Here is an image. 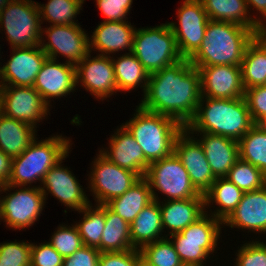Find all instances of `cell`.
I'll return each mask as SVG.
<instances>
[{"mask_svg":"<svg viewBox=\"0 0 266 266\" xmlns=\"http://www.w3.org/2000/svg\"><path fill=\"white\" fill-rule=\"evenodd\" d=\"M256 35L249 27L209 20L202 44L189 61L194 67L241 66L246 47Z\"/></svg>","mask_w":266,"mask_h":266,"instance_id":"7a4b0ae2","label":"cell"},{"mask_svg":"<svg viewBox=\"0 0 266 266\" xmlns=\"http://www.w3.org/2000/svg\"><path fill=\"white\" fill-rule=\"evenodd\" d=\"M139 251L142 262L147 266H179L182 264L178 253L168 238L147 244Z\"/></svg>","mask_w":266,"mask_h":266,"instance_id":"74e56055","label":"cell"},{"mask_svg":"<svg viewBox=\"0 0 266 266\" xmlns=\"http://www.w3.org/2000/svg\"><path fill=\"white\" fill-rule=\"evenodd\" d=\"M144 178L149 183L153 200L158 202L160 201L159 192L165 195L162 201L189 199L200 195L174 152L166 158L151 162Z\"/></svg>","mask_w":266,"mask_h":266,"instance_id":"9c48e42d","label":"cell"},{"mask_svg":"<svg viewBox=\"0 0 266 266\" xmlns=\"http://www.w3.org/2000/svg\"><path fill=\"white\" fill-rule=\"evenodd\" d=\"M78 213L83 215L75 222L84 246L97 248L101 252V236L105 227V205H92V202Z\"/></svg>","mask_w":266,"mask_h":266,"instance_id":"836d02e7","label":"cell"},{"mask_svg":"<svg viewBox=\"0 0 266 266\" xmlns=\"http://www.w3.org/2000/svg\"><path fill=\"white\" fill-rule=\"evenodd\" d=\"M179 266H198V265H195V264H187V263H182L181 265Z\"/></svg>","mask_w":266,"mask_h":266,"instance_id":"816d5d0a","label":"cell"},{"mask_svg":"<svg viewBox=\"0 0 266 266\" xmlns=\"http://www.w3.org/2000/svg\"><path fill=\"white\" fill-rule=\"evenodd\" d=\"M243 194L241 189L225 177L216 178L210 189L204 194L205 213L224 222L235 210ZM214 204L217 205L216 209H214L215 206H211ZM208 207H213L214 211L209 210Z\"/></svg>","mask_w":266,"mask_h":266,"instance_id":"f1b7e54d","label":"cell"},{"mask_svg":"<svg viewBox=\"0 0 266 266\" xmlns=\"http://www.w3.org/2000/svg\"><path fill=\"white\" fill-rule=\"evenodd\" d=\"M130 238L133 249L167 238L163 235L162 218L159 202L153 200L130 224Z\"/></svg>","mask_w":266,"mask_h":266,"instance_id":"484cf974","label":"cell"},{"mask_svg":"<svg viewBox=\"0 0 266 266\" xmlns=\"http://www.w3.org/2000/svg\"><path fill=\"white\" fill-rule=\"evenodd\" d=\"M139 106L149 112L167 115L184 128L194 118L201 101L199 70L189 59L164 67L149 75Z\"/></svg>","mask_w":266,"mask_h":266,"instance_id":"6da1fadb","label":"cell"},{"mask_svg":"<svg viewBox=\"0 0 266 266\" xmlns=\"http://www.w3.org/2000/svg\"><path fill=\"white\" fill-rule=\"evenodd\" d=\"M131 52L149 74L183 59L168 22L136 29Z\"/></svg>","mask_w":266,"mask_h":266,"instance_id":"52a82bcc","label":"cell"},{"mask_svg":"<svg viewBox=\"0 0 266 266\" xmlns=\"http://www.w3.org/2000/svg\"><path fill=\"white\" fill-rule=\"evenodd\" d=\"M249 14L251 10L255 9L259 15L257 17V24L265 31L266 30V0H246ZM262 16V17H261ZM264 19V20H263Z\"/></svg>","mask_w":266,"mask_h":266,"instance_id":"7dc6e473","label":"cell"},{"mask_svg":"<svg viewBox=\"0 0 266 266\" xmlns=\"http://www.w3.org/2000/svg\"><path fill=\"white\" fill-rule=\"evenodd\" d=\"M139 266H147L144 262H141Z\"/></svg>","mask_w":266,"mask_h":266,"instance_id":"db71d44e","label":"cell"},{"mask_svg":"<svg viewBox=\"0 0 266 266\" xmlns=\"http://www.w3.org/2000/svg\"><path fill=\"white\" fill-rule=\"evenodd\" d=\"M197 134V139L202 145L205 156L216 178H223L228 175L229 170L234 166L239 155V142L224 137L205 132H190ZM200 134V135H199Z\"/></svg>","mask_w":266,"mask_h":266,"instance_id":"cb8c5ba5","label":"cell"},{"mask_svg":"<svg viewBox=\"0 0 266 266\" xmlns=\"http://www.w3.org/2000/svg\"><path fill=\"white\" fill-rule=\"evenodd\" d=\"M201 2L208 18L212 21L249 27L256 33L264 31L257 24V15L249 14L246 0H201Z\"/></svg>","mask_w":266,"mask_h":266,"instance_id":"4316f807","label":"cell"},{"mask_svg":"<svg viewBox=\"0 0 266 266\" xmlns=\"http://www.w3.org/2000/svg\"><path fill=\"white\" fill-rule=\"evenodd\" d=\"M174 153L187 170L192 185L200 194H205L215 181L202 145L184 128L174 141Z\"/></svg>","mask_w":266,"mask_h":266,"instance_id":"e0dca14e","label":"cell"},{"mask_svg":"<svg viewBox=\"0 0 266 266\" xmlns=\"http://www.w3.org/2000/svg\"><path fill=\"white\" fill-rule=\"evenodd\" d=\"M12 159L0 150V186L8 184L11 175Z\"/></svg>","mask_w":266,"mask_h":266,"instance_id":"c3c4849f","label":"cell"},{"mask_svg":"<svg viewBox=\"0 0 266 266\" xmlns=\"http://www.w3.org/2000/svg\"><path fill=\"white\" fill-rule=\"evenodd\" d=\"M53 136V137H52ZM36 139L19 156L12 159L9 185L33 187L39 181V187L47 172L71 149L70 137L58 134L45 139ZM38 140V141H37ZM29 184V185H28Z\"/></svg>","mask_w":266,"mask_h":266,"instance_id":"5b68a950","label":"cell"},{"mask_svg":"<svg viewBox=\"0 0 266 266\" xmlns=\"http://www.w3.org/2000/svg\"><path fill=\"white\" fill-rule=\"evenodd\" d=\"M63 257L45 241V243L31 244V266H62Z\"/></svg>","mask_w":266,"mask_h":266,"instance_id":"ee69618b","label":"cell"},{"mask_svg":"<svg viewBox=\"0 0 266 266\" xmlns=\"http://www.w3.org/2000/svg\"><path fill=\"white\" fill-rule=\"evenodd\" d=\"M253 125L244 97L236 99L202 97L194 118L185 128L189 132H205L239 141Z\"/></svg>","mask_w":266,"mask_h":266,"instance_id":"3957f363","label":"cell"},{"mask_svg":"<svg viewBox=\"0 0 266 266\" xmlns=\"http://www.w3.org/2000/svg\"><path fill=\"white\" fill-rule=\"evenodd\" d=\"M258 241L264 246V248L266 249V241H265V243L262 241H260L259 239H258Z\"/></svg>","mask_w":266,"mask_h":266,"instance_id":"f5cc1de1","label":"cell"},{"mask_svg":"<svg viewBox=\"0 0 266 266\" xmlns=\"http://www.w3.org/2000/svg\"><path fill=\"white\" fill-rule=\"evenodd\" d=\"M122 124L133 135L149 163L170 156L176 136L184 129L174 118L149 112L139 105L133 117Z\"/></svg>","mask_w":266,"mask_h":266,"instance_id":"277c9868","label":"cell"},{"mask_svg":"<svg viewBox=\"0 0 266 266\" xmlns=\"http://www.w3.org/2000/svg\"><path fill=\"white\" fill-rule=\"evenodd\" d=\"M50 106L33 87L0 86V112L37 129L50 115Z\"/></svg>","mask_w":266,"mask_h":266,"instance_id":"5bb4252c","label":"cell"},{"mask_svg":"<svg viewBox=\"0 0 266 266\" xmlns=\"http://www.w3.org/2000/svg\"><path fill=\"white\" fill-rule=\"evenodd\" d=\"M3 192L6 195L0 196V220L12 230L32 227L38 221L46 204L40 187L38 185L24 187L4 184L0 186V193L4 194Z\"/></svg>","mask_w":266,"mask_h":266,"instance_id":"ba28073f","label":"cell"},{"mask_svg":"<svg viewBox=\"0 0 266 266\" xmlns=\"http://www.w3.org/2000/svg\"><path fill=\"white\" fill-rule=\"evenodd\" d=\"M225 226L266 234V185L256 191L244 192L235 210L223 222Z\"/></svg>","mask_w":266,"mask_h":266,"instance_id":"603a6c76","label":"cell"},{"mask_svg":"<svg viewBox=\"0 0 266 266\" xmlns=\"http://www.w3.org/2000/svg\"><path fill=\"white\" fill-rule=\"evenodd\" d=\"M152 201L153 197L149 183L143 177L123 195L113 198L105 205L128 224H131L137 215Z\"/></svg>","mask_w":266,"mask_h":266,"instance_id":"4dcf8cb0","label":"cell"},{"mask_svg":"<svg viewBox=\"0 0 266 266\" xmlns=\"http://www.w3.org/2000/svg\"><path fill=\"white\" fill-rule=\"evenodd\" d=\"M130 224L105 205V227L101 236V252H121L133 249Z\"/></svg>","mask_w":266,"mask_h":266,"instance_id":"d6a6232c","label":"cell"},{"mask_svg":"<svg viewBox=\"0 0 266 266\" xmlns=\"http://www.w3.org/2000/svg\"><path fill=\"white\" fill-rule=\"evenodd\" d=\"M234 266H266V249L256 240L238 247Z\"/></svg>","mask_w":266,"mask_h":266,"instance_id":"60d3db41","label":"cell"},{"mask_svg":"<svg viewBox=\"0 0 266 266\" xmlns=\"http://www.w3.org/2000/svg\"><path fill=\"white\" fill-rule=\"evenodd\" d=\"M10 59L0 66V86L33 87L48 56L40 45L12 48Z\"/></svg>","mask_w":266,"mask_h":266,"instance_id":"ac0fdd59","label":"cell"},{"mask_svg":"<svg viewBox=\"0 0 266 266\" xmlns=\"http://www.w3.org/2000/svg\"><path fill=\"white\" fill-rule=\"evenodd\" d=\"M200 73L202 97L236 99L244 97L241 66L196 67Z\"/></svg>","mask_w":266,"mask_h":266,"instance_id":"ffe728a7","label":"cell"},{"mask_svg":"<svg viewBox=\"0 0 266 266\" xmlns=\"http://www.w3.org/2000/svg\"><path fill=\"white\" fill-rule=\"evenodd\" d=\"M33 88L52 108L51 101L76 92V66L66 61L47 58L37 74ZM64 96V97H63ZM51 98H53L51 100Z\"/></svg>","mask_w":266,"mask_h":266,"instance_id":"d6986e66","label":"cell"},{"mask_svg":"<svg viewBox=\"0 0 266 266\" xmlns=\"http://www.w3.org/2000/svg\"><path fill=\"white\" fill-rule=\"evenodd\" d=\"M70 150L60 161H58L45 175L40 186L47 201L48 194L57 198L60 203L67 207V210L81 211L87 207L91 201L86 196V190L80 185L79 180L75 177L70 168H66L63 160L69 157ZM70 169V170H69ZM85 191V192H84Z\"/></svg>","mask_w":266,"mask_h":266,"instance_id":"9a60e30c","label":"cell"},{"mask_svg":"<svg viewBox=\"0 0 266 266\" xmlns=\"http://www.w3.org/2000/svg\"><path fill=\"white\" fill-rule=\"evenodd\" d=\"M241 75L245 89L266 85V30L257 33L247 45Z\"/></svg>","mask_w":266,"mask_h":266,"instance_id":"83f0119b","label":"cell"},{"mask_svg":"<svg viewBox=\"0 0 266 266\" xmlns=\"http://www.w3.org/2000/svg\"><path fill=\"white\" fill-rule=\"evenodd\" d=\"M13 0H0V13L2 10L9 5Z\"/></svg>","mask_w":266,"mask_h":266,"instance_id":"681fc988","label":"cell"},{"mask_svg":"<svg viewBox=\"0 0 266 266\" xmlns=\"http://www.w3.org/2000/svg\"><path fill=\"white\" fill-rule=\"evenodd\" d=\"M239 155L266 176V131L254 124L238 141Z\"/></svg>","mask_w":266,"mask_h":266,"instance_id":"d590c367","label":"cell"},{"mask_svg":"<svg viewBox=\"0 0 266 266\" xmlns=\"http://www.w3.org/2000/svg\"><path fill=\"white\" fill-rule=\"evenodd\" d=\"M223 222L205 213L196 222L179 233L167 237L173 244L182 263L207 265L217 249L221 237Z\"/></svg>","mask_w":266,"mask_h":266,"instance_id":"8992f818","label":"cell"},{"mask_svg":"<svg viewBox=\"0 0 266 266\" xmlns=\"http://www.w3.org/2000/svg\"><path fill=\"white\" fill-rule=\"evenodd\" d=\"M178 24L168 22L183 59H190L200 48L205 36L208 15L201 0H183L176 11Z\"/></svg>","mask_w":266,"mask_h":266,"instance_id":"4fadbf2b","label":"cell"},{"mask_svg":"<svg viewBox=\"0 0 266 266\" xmlns=\"http://www.w3.org/2000/svg\"><path fill=\"white\" fill-rule=\"evenodd\" d=\"M257 125H259L264 131H266V117L261 120Z\"/></svg>","mask_w":266,"mask_h":266,"instance_id":"f907efd6","label":"cell"},{"mask_svg":"<svg viewBox=\"0 0 266 266\" xmlns=\"http://www.w3.org/2000/svg\"><path fill=\"white\" fill-rule=\"evenodd\" d=\"M109 138L108 147L100 148V152L110 162L119 167L136 173L140 178L145 176L149 162L145 159L143 150L129 130L121 124Z\"/></svg>","mask_w":266,"mask_h":266,"instance_id":"44dd1931","label":"cell"},{"mask_svg":"<svg viewBox=\"0 0 266 266\" xmlns=\"http://www.w3.org/2000/svg\"><path fill=\"white\" fill-rule=\"evenodd\" d=\"M118 92H129L141 88L143 94L149 81V73L132 53H124L120 57L111 56Z\"/></svg>","mask_w":266,"mask_h":266,"instance_id":"1f68e13d","label":"cell"},{"mask_svg":"<svg viewBox=\"0 0 266 266\" xmlns=\"http://www.w3.org/2000/svg\"><path fill=\"white\" fill-rule=\"evenodd\" d=\"M82 29L81 25H49L42 28L40 47L48 58L61 56L76 66L90 53V36Z\"/></svg>","mask_w":266,"mask_h":266,"instance_id":"7c38bea8","label":"cell"},{"mask_svg":"<svg viewBox=\"0 0 266 266\" xmlns=\"http://www.w3.org/2000/svg\"><path fill=\"white\" fill-rule=\"evenodd\" d=\"M31 242L0 243V266H31Z\"/></svg>","mask_w":266,"mask_h":266,"instance_id":"ab89813d","label":"cell"},{"mask_svg":"<svg viewBox=\"0 0 266 266\" xmlns=\"http://www.w3.org/2000/svg\"><path fill=\"white\" fill-rule=\"evenodd\" d=\"M136 29L127 20L100 22L90 35V52H99L98 55L105 56H116L115 53L124 50L129 53L132 51Z\"/></svg>","mask_w":266,"mask_h":266,"instance_id":"7402d4cb","label":"cell"},{"mask_svg":"<svg viewBox=\"0 0 266 266\" xmlns=\"http://www.w3.org/2000/svg\"><path fill=\"white\" fill-rule=\"evenodd\" d=\"M33 126L0 112V150L11 158L21 155L36 139Z\"/></svg>","mask_w":266,"mask_h":266,"instance_id":"f546056e","label":"cell"},{"mask_svg":"<svg viewBox=\"0 0 266 266\" xmlns=\"http://www.w3.org/2000/svg\"><path fill=\"white\" fill-rule=\"evenodd\" d=\"M162 226L166 236L179 233L205 214L204 195L179 200L159 201Z\"/></svg>","mask_w":266,"mask_h":266,"instance_id":"d4e9b609","label":"cell"},{"mask_svg":"<svg viewBox=\"0 0 266 266\" xmlns=\"http://www.w3.org/2000/svg\"><path fill=\"white\" fill-rule=\"evenodd\" d=\"M142 262L138 249L121 252H100L98 266H139Z\"/></svg>","mask_w":266,"mask_h":266,"instance_id":"f6af8a7d","label":"cell"},{"mask_svg":"<svg viewBox=\"0 0 266 266\" xmlns=\"http://www.w3.org/2000/svg\"><path fill=\"white\" fill-rule=\"evenodd\" d=\"M246 100L254 124L266 117V85L245 89Z\"/></svg>","mask_w":266,"mask_h":266,"instance_id":"7bdbcfd3","label":"cell"},{"mask_svg":"<svg viewBox=\"0 0 266 266\" xmlns=\"http://www.w3.org/2000/svg\"><path fill=\"white\" fill-rule=\"evenodd\" d=\"M91 54L76 65V86L103 101L118 92L114 65L111 56Z\"/></svg>","mask_w":266,"mask_h":266,"instance_id":"2e32d148","label":"cell"},{"mask_svg":"<svg viewBox=\"0 0 266 266\" xmlns=\"http://www.w3.org/2000/svg\"><path fill=\"white\" fill-rule=\"evenodd\" d=\"M88 175L89 192L96 205H105L115 197L123 195L140 177L110 162L100 152L96 154Z\"/></svg>","mask_w":266,"mask_h":266,"instance_id":"8fae6325","label":"cell"},{"mask_svg":"<svg viewBox=\"0 0 266 266\" xmlns=\"http://www.w3.org/2000/svg\"><path fill=\"white\" fill-rule=\"evenodd\" d=\"M42 27L37 1L13 0L0 13V28L11 49L39 46Z\"/></svg>","mask_w":266,"mask_h":266,"instance_id":"30bf717a","label":"cell"},{"mask_svg":"<svg viewBox=\"0 0 266 266\" xmlns=\"http://www.w3.org/2000/svg\"><path fill=\"white\" fill-rule=\"evenodd\" d=\"M100 251L97 248L82 246L68 258L63 259L62 266H98Z\"/></svg>","mask_w":266,"mask_h":266,"instance_id":"bcb514c9","label":"cell"},{"mask_svg":"<svg viewBox=\"0 0 266 266\" xmlns=\"http://www.w3.org/2000/svg\"><path fill=\"white\" fill-rule=\"evenodd\" d=\"M243 192L262 189L266 185L265 174L249 162L239 158L225 177Z\"/></svg>","mask_w":266,"mask_h":266,"instance_id":"8d00e7d4","label":"cell"},{"mask_svg":"<svg viewBox=\"0 0 266 266\" xmlns=\"http://www.w3.org/2000/svg\"><path fill=\"white\" fill-rule=\"evenodd\" d=\"M48 242L63 258H68L84 246L75 224L58 225Z\"/></svg>","mask_w":266,"mask_h":266,"instance_id":"f35d334b","label":"cell"},{"mask_svg":"<svg viewBox=\"0 0 266 266\" xmlns=\"http://www.w3.org/2000/svg\"><path fill=\"white\" fill-rule=\"evenodd\" d=\"M85 0H48L46 4L38 3L41 24L80 25L75 20L80 14Z\"/></svg>","mask_w":266,"mask_h":266,"instance_id":"e575fe53","label":"cell"},{"mask_svg":"<svg viewBox=\"0 0 266 266\" xmlns=\"http://www.w3.org/2000/svg\"><path fill=\"white\" fill-rule=\"evenodd\" d=\"M96 7L101 11L104 22L124 21L130 13L133 0H95Z\"/></svg>","mask_w":266,"mask_h":266,"instance_id":"b9f144b4","label":"cell"}]
</instances>
